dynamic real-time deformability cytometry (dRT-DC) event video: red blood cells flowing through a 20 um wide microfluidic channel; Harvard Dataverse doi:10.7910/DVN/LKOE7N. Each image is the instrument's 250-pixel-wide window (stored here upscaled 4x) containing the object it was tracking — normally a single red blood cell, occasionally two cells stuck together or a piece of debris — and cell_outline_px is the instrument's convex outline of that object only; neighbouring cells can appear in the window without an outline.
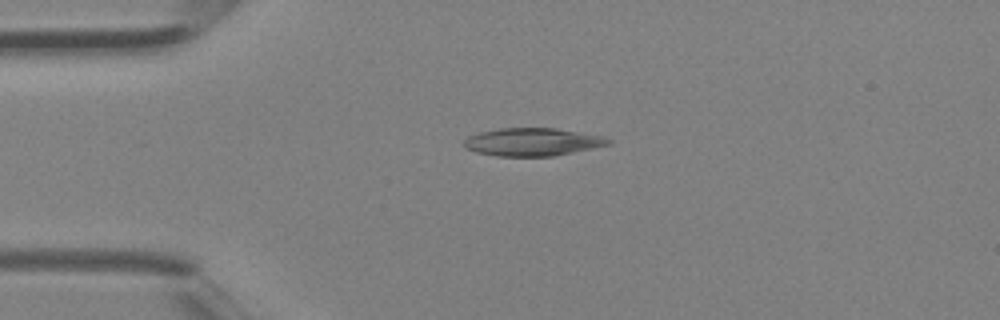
{"species": "Egyptian fruit bat (a non-hibernating species)", "species_latin": "Rousettus aegyptiacus", "temperature_condition": "room temperature", "stored_images_in_passage": 2, "camera_frame_rate_fps": 3000, "um_per_image_px": 0.085, "animal": {"sex": "female"}, "frame": {"image": 1, "passage_image": 1, "time_ms": 0.0, "image_size_px": [1000, 320], "cell_outline_px": [[612, 144], [552, 156], [496, 156], [476, 152], [464, 148], [464, 140], [468, 136], [480, 132], [500, 128], [556, 128], [600, 136], [612, 140]], "centroid_in_image_um": [45.22, 12.07], "position_along_channel_um": 39.8, "area_um2": 23.29}}